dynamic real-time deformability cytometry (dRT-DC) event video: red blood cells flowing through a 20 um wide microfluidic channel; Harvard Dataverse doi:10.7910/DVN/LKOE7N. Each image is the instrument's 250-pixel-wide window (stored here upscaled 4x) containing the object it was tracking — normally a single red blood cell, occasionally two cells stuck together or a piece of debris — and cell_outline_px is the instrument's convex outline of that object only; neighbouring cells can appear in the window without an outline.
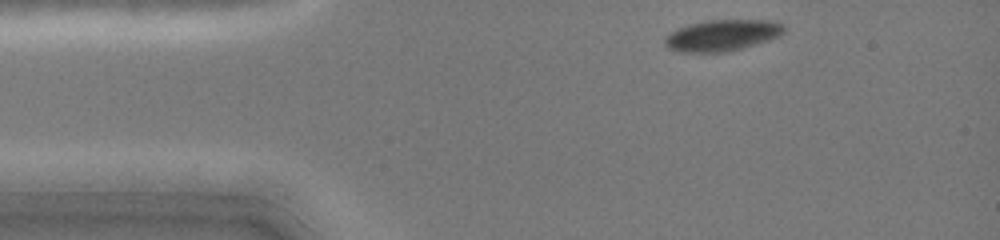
{"species": "common noctule bat (a hibernating species)", "species_latin": "Nyctalus noctula", "temperature_condition": "cold", "stored_images_in_passage": 37, "camera_frame_rate_fps": 3000, "um_per_image_px": 0.085, "animal": {"sex": "female", "body_mass_g": 19.0, "forearm_length_mm": 51.5}, "frame": {"image": 1, "passage_image": 2, "time_ms": 0.333, "image_size_px": [1000, 240], "cell_outline_px": [[784, 32], [780, 36], [768, 40], [728, 52], [680, 52], [668, 48], [664, 44], [664, 36], [676, 28], [688, 24], [708, 20], [776, 20], [784, 24]], "centroid_in_image_um": [61.37, 2.99], "position_along_channel_um": 23.6, "area_um2": 21.96}}
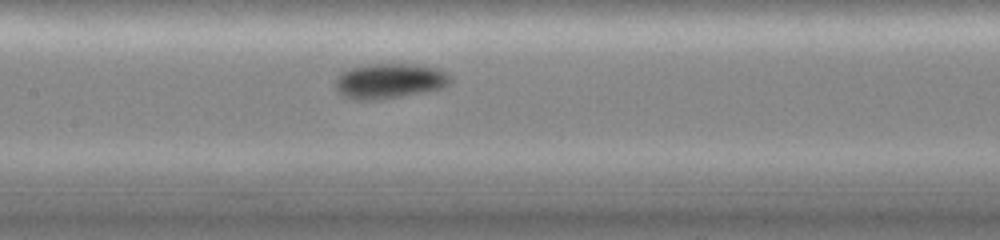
{"frame": {"image": 2, "passage_image": 17, "time_ms": 5.333, "image_size_px": [1000, 240], "cell_outline_px": [[452, 80], [444, 88], [424, 92], [400, 96], [372, 100], [356, 100], [340, 96], [336, 92], [336, 76], [340, 72], [348, 68], [360, 64], [416, 64], [440, 68], [448, 72], [452, 76]], "centroid_in_image_um": [33.09, 6.86], "position_along_channel_um": 174.3, "area_um2": 24.16}}
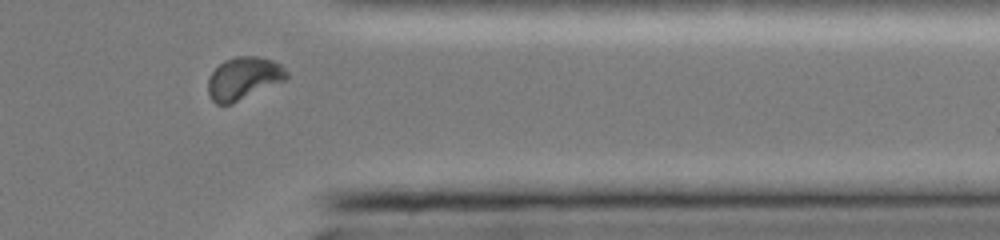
{"frame": {"image": 3, "passage_image": 33, "time_ms": 10.667, "image_size_px": [1000, 240], "cell_outline_px": [[288, 80], [232, 104], [216, 104], [212, 100], [208, 92], [208, 76], [224, 60], [236, 56], [256, 56], [272, 60], [280, 64], [288, 72]], "centroid_in_image_um": [20.73, 6.67], "position_along_channel_um": 390.7, "area_um2": 19.77}, "authors_computed_cell_mechanics": {"area_um2": 21.7906, "velocity_mm_per_s": 4.0738, "shape_relaxation_time_tau1_ms": 2.0958, "shape_relaxation_time_tau2_ms": null, "deformation_change_tau1": 0.0579, "deformation_change_tau2": null}}